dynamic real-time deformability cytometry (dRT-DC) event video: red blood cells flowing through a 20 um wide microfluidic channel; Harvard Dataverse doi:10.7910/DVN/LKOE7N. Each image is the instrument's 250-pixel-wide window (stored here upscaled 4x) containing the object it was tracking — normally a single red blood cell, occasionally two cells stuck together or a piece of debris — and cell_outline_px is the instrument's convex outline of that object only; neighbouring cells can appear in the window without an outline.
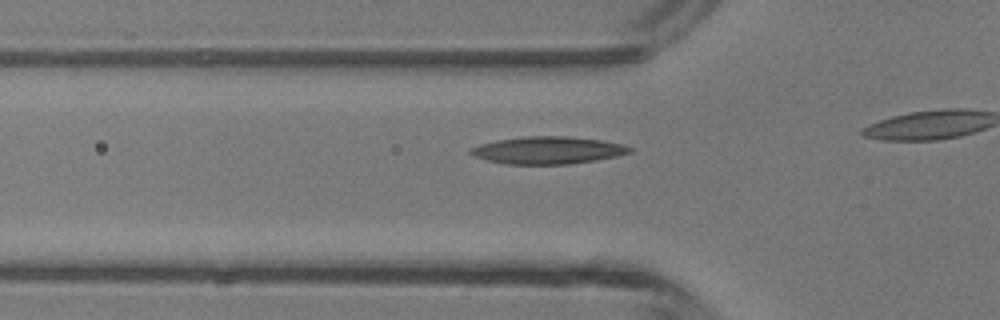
{"species": "common noctule bat (a hibernating species)", "species_latin": "Nyctalus noctula", "temperature_condition": "room temperature", "stored_images_in_passage": 5, "camera_frame_rate_fps": 3000, "um_per_image_px": 0.085, "animal": {"sex": "male", "body_mass_g": 13.3}, "frame": {"image": 1, "passage_image": 4, "time_ms": 1.0, "image_size_px": [1000, 320], "cell_outline_px": [[632, 152], [616, 156], [596, 160], [568, 164], [508, 164], [488, 160], [472, 156], [468, 152], [468, 148], [480, 144], [496, 140], [524, 136], [568, 136], [600, 140], [620, 144], [632, 148]], "centroid_in_image_um": [46.51, 12.77], "position_along_channel_um": 79.3, "area_um2": 25.32}}